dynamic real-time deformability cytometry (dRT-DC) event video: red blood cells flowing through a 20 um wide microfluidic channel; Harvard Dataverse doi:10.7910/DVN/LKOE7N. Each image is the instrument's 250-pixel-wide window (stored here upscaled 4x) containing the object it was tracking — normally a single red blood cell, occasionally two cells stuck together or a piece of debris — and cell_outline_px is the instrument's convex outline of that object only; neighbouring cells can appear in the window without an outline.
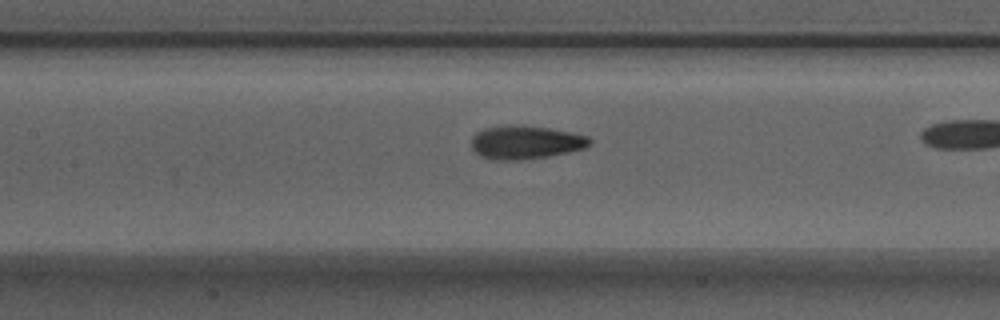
{"species": "Egyptian fruit bat (a non-hibernating species)", "species_latin": "Rousettus aegyptiacus", "temperature_condition": "warm", "stored_images_in_passage": 25, "camera_frame_rate_fps": 3000, "um_per_image_px": 0.085, "animal": {"sex": "male"}, "frame": {"image": 1, "passage_image": 8, "time_ms": 2.333, "image_size_px": [1000, 320], "cell_outline_px": [[592, 144], [584, 148], [568, 152], [548, 156], [520, 160], [492, 160], [480, 156], [472, 148], [472, 136], [476, 132], [484, 128], [512, 124], [548, 128], [588, 136], [592, 140]], "centroid_in_image_um": [44.65, 12.1], "position_along_channel_um": 162.7, "area_um2": 23.06}}
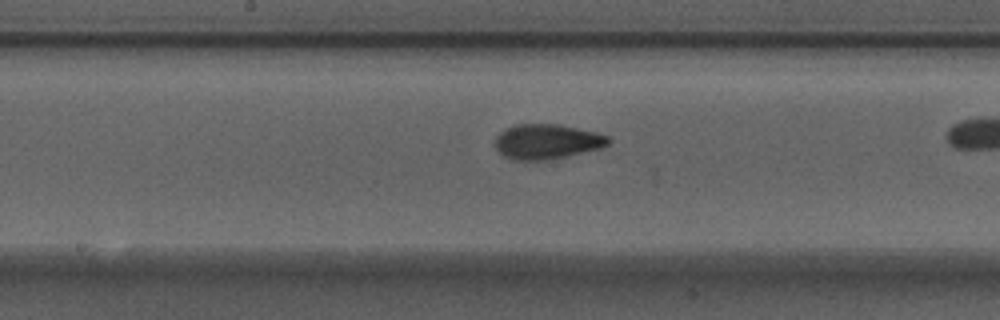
{"frame": {"image": 2, "passage_image": 11, "time_ms": 3.333, "image_size_px": [1000, 320], "cell_outline_px": [[612, 140], [608, 144], [600, 148], [548, 160], [512, 160], [504, 156], [496, 148], [496, 136], [504, 128], [516, 124], [560, 124], [596, 132], [608, 136]], "centroid_in_image_um": [46.48, 12.02], "position_along_channel_um": 201.7, "area_um2": 23.06}}